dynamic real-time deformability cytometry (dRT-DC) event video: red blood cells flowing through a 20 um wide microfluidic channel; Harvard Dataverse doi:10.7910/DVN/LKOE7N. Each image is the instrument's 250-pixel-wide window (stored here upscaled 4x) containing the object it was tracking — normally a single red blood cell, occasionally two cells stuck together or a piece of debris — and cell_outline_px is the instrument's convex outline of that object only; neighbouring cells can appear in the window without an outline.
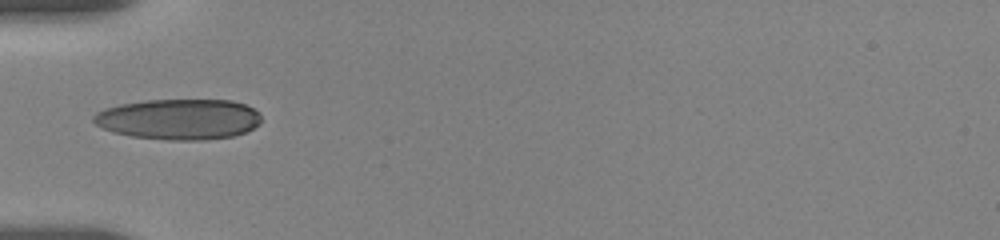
{"species": "human", "species_latin": "Homo sapiens", "temperature_condition": "room temperature", "stored_images_in_passage": 77, "camera_frame_rate_fps": 3000, "um_per_image_px": 0.085, "donor": {"sex": "female"}, "frame": {"image": 1, "passage_image": 1, "time_ms": 0.0, "image_size_px": [1000, 240], "cell_outline_px": [[260, 124], [244, 132], [232, 136], [204, 140], [168, 140], [132, 136], [112, 132], [100, 128], [92, 120], [92, 116], [96, 112], [104, 108], [120, 104], [144, 100], [232, 100], [244, 104], [260, 112]], "centroid_in_image_um": [15.17, 10.13], "position_along_channel_um": 69.8, "area_um2": 39.94}}
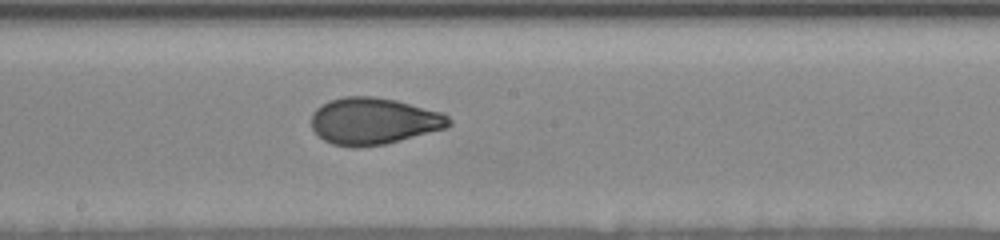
{"frame": {"image": 2, "passage_image": 30, "time_ms": 4.0, "image_size_px": [1000, 240], "cell_outline_px": [[452, 124], [448, 128], [384, 144], [356, 148], [332, 144], [324, 140], [312, 128], [312, 112], [316, 108], [328, 100], [344, 96], [372, 96], [396, 100], [440, 112], [448, 116], [452, 120]], "centroid_in_image_um": [31.76, 10.29], "position_along_channel_um": 216.4, "area_um2": 37.57}}
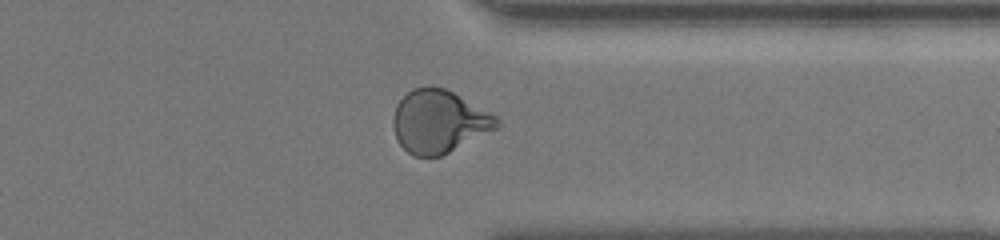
{"frame": {"image": 3, "passage_image": 58, "time_ms": 8.333, "image_size_px": [1000, 240], "cell_outline_px": [[504, 124], [500, 128], [440, 156], [412, 156], [396, 140], [392, 124], [392, 120], [396, 104], [412, 88], [444, 88], [452, 92], [496, 116]], "centroid_in_image_um": [37.32, 10.36], "position_along_channel_um": 374.1, "area_um2": 37.8}, "authors_computed_cell_mechanics": {"area_um2": 37.3966, "velocity_mm_per_s": 3.6659, "shape_relaxation_time_tau1_ms": 6.1513, "shape_relaxation_time_tau2_ms": 0.945, "deformation_change_tau1": 0.1966, "deformation_change_tau2": 0.0617}}